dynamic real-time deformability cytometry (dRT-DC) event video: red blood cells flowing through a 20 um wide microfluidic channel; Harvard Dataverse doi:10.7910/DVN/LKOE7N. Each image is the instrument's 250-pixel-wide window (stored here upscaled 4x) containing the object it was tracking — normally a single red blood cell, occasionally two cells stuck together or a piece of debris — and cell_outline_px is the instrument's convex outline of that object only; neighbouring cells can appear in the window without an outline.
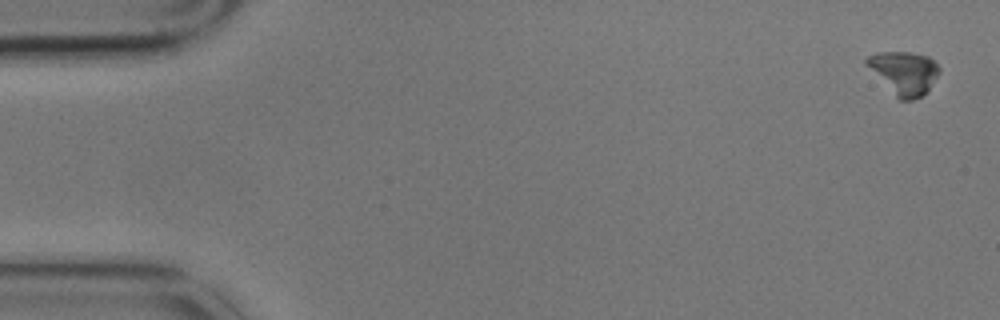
{"species": "common noctule bat (a hibernating species)", "species_latin": "Nyctalus noctula", "temperature_condition": "cold", "stored_images_in_passage": 11, "camera_frame_rate_fps": 3000, "um_per_image_px": 0.085, "animal": {"sex": "male", "body_mass_g": 17.9}, "frame": {"image": 1, "passage_image": 1, "time_ms": 0.0, "image_size_px": [1000, 320], "cell_outline_px": [[940, 72], [928, 88], [920, 96], [912, 100], [896, 100], [864, 64], [864, 60], [868, 56], [876, 52], [912, 52], [928, 56], [940, 68]], "centroid_in_image_um": [76.77, 6.2], "position_along_channel_um": 8.2, "area_um2": 18.5}}
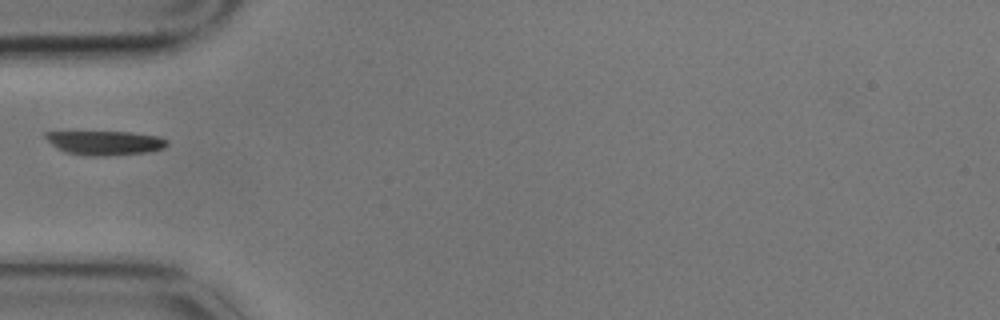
{"frame": {"image": 2, "passage_image": 5, "time_ms": 1.333, "image_size_px": [1000, 320], "cell_outline_px": [[168, 144], [164, 148], [148, 152], [108, 156], [88, 156], [64, 152], [56, 148], [44, 136], [44, 132], [132, 132], [160, 136], [168, 140]], "centroid_in_image_um": [8.96, 12.15], "position_along_channel_um": 76.0, "area_um2": 17.28}}
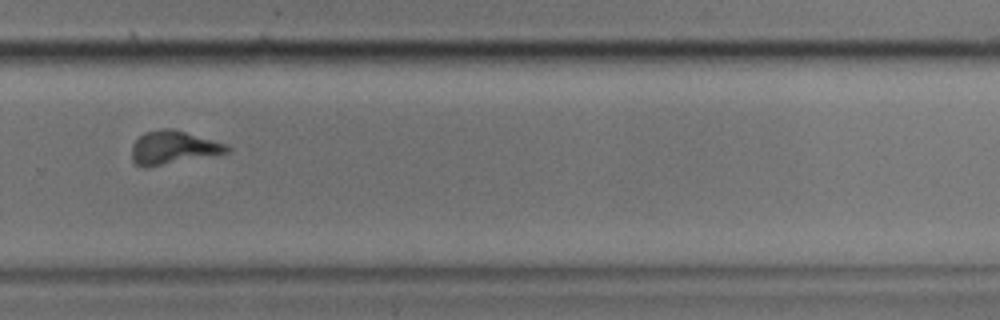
{"frame": {"image": 3, "passage_image": 11, "time_ms": 3.333, "image_size_px": [1000, 320], "cell_outline_px": [[232, 148], [228, 152], [144, 168], [136, 164], [132, 160], [132, 144], [144, 132], [164, 128], [172, 128], [228, 144]], "centroid_in_image_um": [14.71, 12.53], "position_along_channel_um": 315.1, "area_um2": 18.32}}